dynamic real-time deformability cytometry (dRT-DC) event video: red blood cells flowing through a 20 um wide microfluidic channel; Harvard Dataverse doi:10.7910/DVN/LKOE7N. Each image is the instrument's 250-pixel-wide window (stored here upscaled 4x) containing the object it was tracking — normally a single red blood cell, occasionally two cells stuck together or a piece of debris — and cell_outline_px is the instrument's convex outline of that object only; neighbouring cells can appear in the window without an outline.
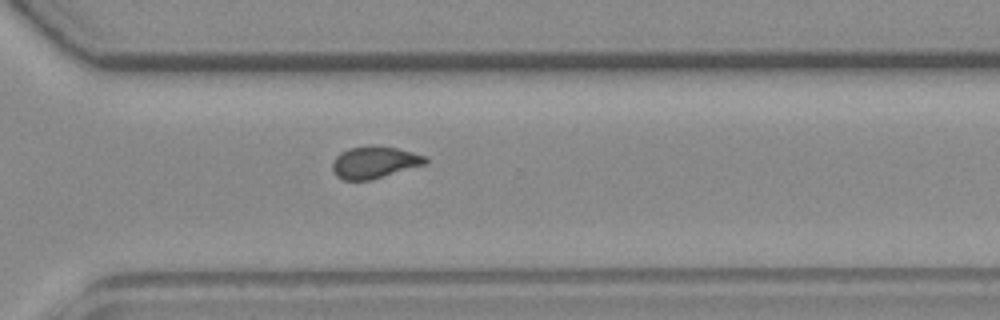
{"species": "common noctule bat (a hibernating species)", "species_latin": "Nyctalus noctula", "temperature_condition": "room temperature", "stored_images_in_passage": 10, "segment_of_instrument_passage": [1, 2], "camera_frame_rate_fps": 3000, "um_per_image_px": 0.085, "animal": {"sex": "female", "body_mass_g": 19.3, "forearm_length_mm": 54.1}, "frame": {"image": 1, "passage_image": 9, "time_ms": 10.0, "image_size_px": [1000, 320], "cell_outline_px": [[428, 160], [424, 164], [372, 180], [344, 180], [336, 176], [332, 168], [332, 160], [340, 152], [348, 148], [372, 144], [396, 148], [412, 152], [424, 156]], "centroid_in_image_um": [31.77, 13.78], "position_along_channel_um": 338.8, "area_um2": 17.4}}